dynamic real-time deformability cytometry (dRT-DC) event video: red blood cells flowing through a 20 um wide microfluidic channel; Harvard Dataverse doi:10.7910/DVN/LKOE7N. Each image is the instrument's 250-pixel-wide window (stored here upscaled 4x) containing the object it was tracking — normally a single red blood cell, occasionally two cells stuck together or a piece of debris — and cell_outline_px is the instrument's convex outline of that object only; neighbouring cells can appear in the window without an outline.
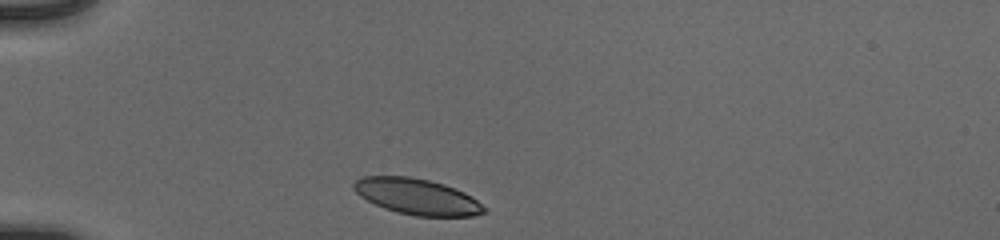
{"species": "human", "species_latin": "Homo sapiens", "temperature_condition": "cold", "stored_images_in_passage": 31, "camera_frame_rate_fps": 3000, "um_per_image_px": 0.085, "donor": {"sex": "male"}, "frame": {"image": 1, "passage_image": 1, "time_ms": 0.0, "image_size_px": [1000, 240], "cell_outline_px": [[484, 208], [480, 212], [464, 216], [424, 216], [404, 212], [388, 208], [364, 196], [360, 192], [360, 180], [376, 176], [396, 176], [424, 180], [440, 184], [452, 188], [468, 196]], "centroid_in_image_um": [35.54, 16.72], "position_along_channel_um": 49.5, "area_um2": 24.33}}
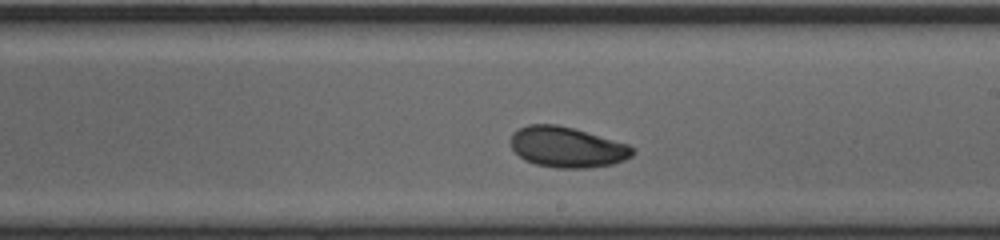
{"frame": {"image": 2, "passage_image": 18, "time_ms": 5.667, "image_size_px": [1000, 240], "cell_outline_px": [[632, 152], [628, 156], [604, 164], [544, 164], [528, 160], [516, 148], [516, 132], [524, 128], [544, 124], [568, 128], [620, 144], [632, 148]], "centroid_in_image_um": [48.18, 12.45], "position_along_channel_um": 240.8, "area_um2": 24.04}}
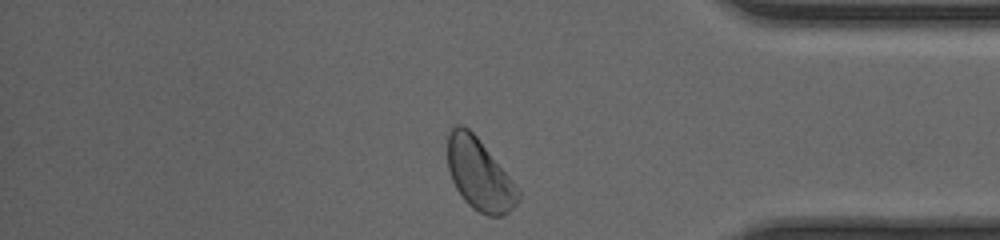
{"frame": {"image": 3, "passage_image": 31, "time_ms": 10.0, "image_size_px": [1000, 240], "cell_outline_px": [[488, 212], [484, 212], [476, 208], [460, 192], [452, 176], [448, 160], [448, 140], [452, 132], [464, 128], [480, 144], [488, 156]], "centroid_in_image_um": [39.9, 14.28], "position_along_channel_um": 395.3, "area_um2": 17.28}, "authors_computed_cell_mechanics": {"area_um2": 24.276, "velocity_mm_per_s": 3.9062, "shape_relaxation_time_tau1_ms": 7.0195, "shape_relaxation_time_tau2_ms": 3.1251, "deformation_change_tau1": 0.1495, "deformation_change_tau2": 0.0724}}